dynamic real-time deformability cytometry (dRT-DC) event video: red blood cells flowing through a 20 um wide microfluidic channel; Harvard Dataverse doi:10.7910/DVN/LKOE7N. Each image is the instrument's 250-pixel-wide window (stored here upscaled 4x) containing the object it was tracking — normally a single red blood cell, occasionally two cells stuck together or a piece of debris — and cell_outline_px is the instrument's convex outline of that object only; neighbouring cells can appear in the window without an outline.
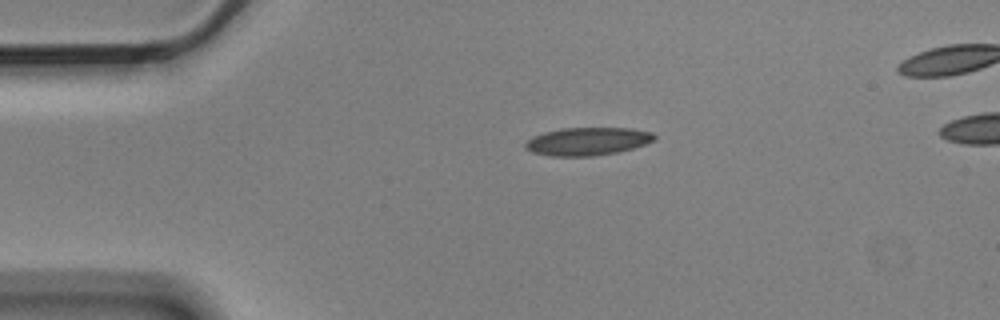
{"species": "Egyptian fruit bat (a non-hibernating species)", "species_latin": "Rousettus aegyptiacus", "temperature_condition": "cold", "stored_images_in_passage": 3, "segment_of_instrument_passage": [1, 2], "camera_frame_rate_fps": 3000, "um_per_image_px": 0.085, "animal": {"sex": "male"}, "frame": {"image": 1, "passage_image": 1, "time_ms": 0.0, "image_size_px": [1000, 320], "cell_outline_px": [[656, 140], [632, 148], [616, 152], [592, 156], [548, 156], [532, 152], [524, 148], [524, 144], [532, 136], [544, 132], [564, 128], [632, 128], [652, 132], [656, 136]], "centroid_in_image_um": [49.92, 12.01], "position_along_channel_um": 35.1, "area_um2": 21.04}}